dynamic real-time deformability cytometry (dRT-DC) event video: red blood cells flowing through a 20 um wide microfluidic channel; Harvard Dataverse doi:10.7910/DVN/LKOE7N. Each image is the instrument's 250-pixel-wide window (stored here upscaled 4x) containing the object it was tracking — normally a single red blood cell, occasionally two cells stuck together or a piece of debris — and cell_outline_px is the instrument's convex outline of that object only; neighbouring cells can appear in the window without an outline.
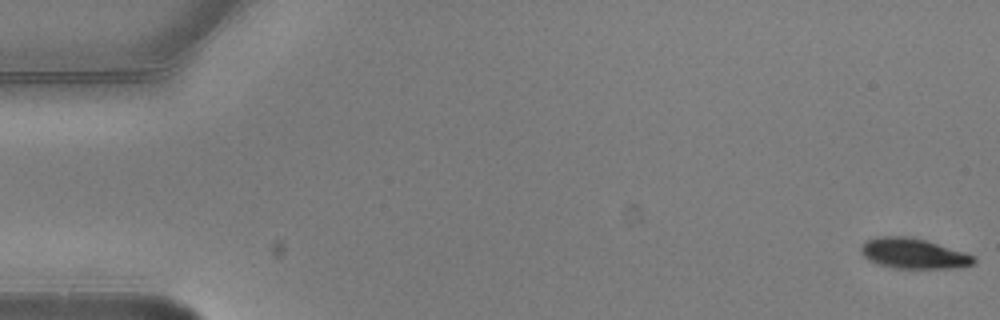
{"species": "common noctule bat (a hibernating species)", "species_latin": "Nyctalus noctula", "temperature_condition": "warm", "stored_images_in_passage": 9, "camera_frame_rate_fps": 3000, "um_per_image_px": 0.085, "animal": {"sex": "male", "body_mass_g": 20.5, "forearm_length_mm": 52.5}, "frame": {"image": 1, "passage_image": 1, "time_ms": 0.0, "image_size_px": [1000, 320], "cell_outline_px": [[976, 264], [960, 268], [896, 268], [880, 264], [868, 260], [860, 252], [860, 244], [864, 240], [876, 236], [912, 236], [964, 252], [976, 256]], "centroid_in_image_um": [77.64, 21.54], "position_along_channel_um": 7.4, "area_um2": 20.23}}
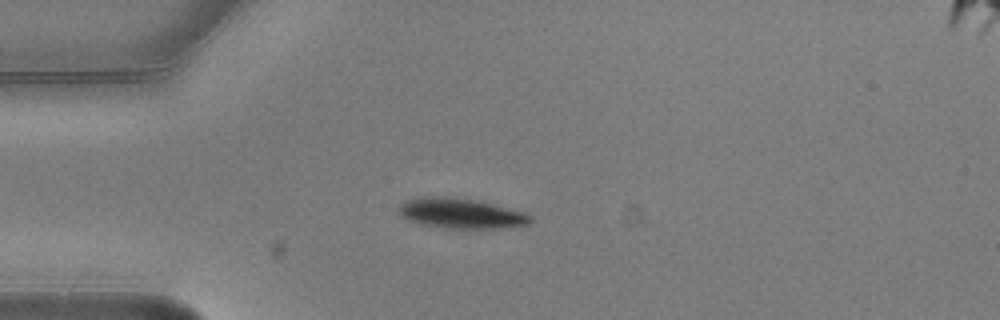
{"frame": {"image": 2, "passage_image": 4, "time_ms": 1.0, "image_size_px": [1000, 320], "cell_outline_px": [[532, 220], [528, 224], [500, 228], [448, 228], [420, 224], [408, 220], [400, 216], [396, 212], [396, 208], [404, 200], [420, 196], [448, 196], [480, 200], [528, 212], [532, 216]], "centroid_in_image_um": [39.15, 18.11], "position_along_channel_um": 45.9, "area_um2": 23.81}}
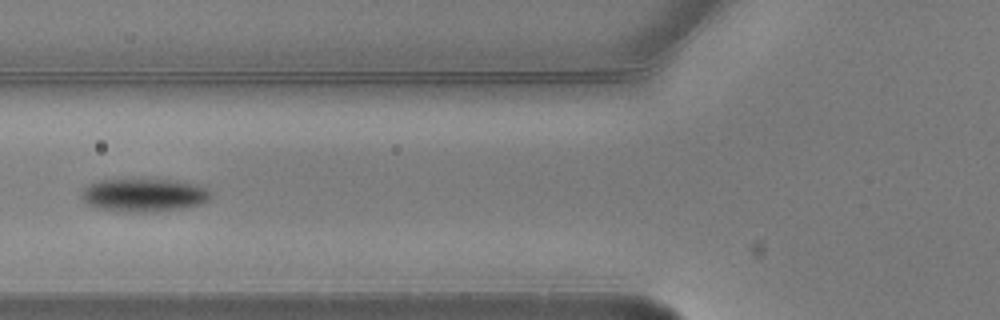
{"frame": {"image": 3, "passage_image": 6, "time_ms": 1.667, "image_size_px": [1000, 320], "cell_outline_px": [[212, 196], [208, 200], [200, 204], [180, 208], [156, 212], [116, 212], [96, 208], [88, 204], [80, 196], [80, 188], [96, 180], [176, 180], [196, 184], [212, 192]], "centroid_in_image_um": [12.17, 16.59], "position_along_channel_um": 113.6, "area_um2": 25.32}}